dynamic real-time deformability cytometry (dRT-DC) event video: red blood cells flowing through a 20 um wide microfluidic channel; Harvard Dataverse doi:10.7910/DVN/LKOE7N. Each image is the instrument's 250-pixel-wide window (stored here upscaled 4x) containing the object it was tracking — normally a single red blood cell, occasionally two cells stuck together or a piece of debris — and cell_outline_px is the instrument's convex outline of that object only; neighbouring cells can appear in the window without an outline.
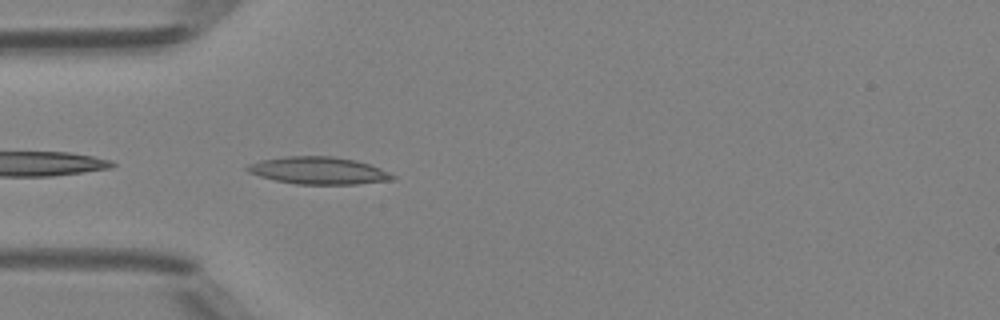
{"species": "Egyptian fruit bat (a non-hibernating species)", "species_latin": "Rousettus aegyptiacus", "temperature_condition": "room temperature", "stored_images_in_passage": 6, "camera_frame_rate_fps": 3000, "um_per_image_px": 0.085, "animal": {"sex": "female"}, "frame": {"image": 1, "passage_image": 1, "time_ms": 0.0, "image_size_px": [1000, 320], "cell_outline_px": [[396, 180], [356, 184], [296, 184], [276, 180], [260, 176], [248, 172], [244, 168], [248, 164], [260, 160], [284, 156], [332, 156], [356, 160], [380, 168], [396, 176]], "centroid_in_image_um": [27.08, 14.49], "position_along_channel_um": 57.9, "area_um2": 23.18}}